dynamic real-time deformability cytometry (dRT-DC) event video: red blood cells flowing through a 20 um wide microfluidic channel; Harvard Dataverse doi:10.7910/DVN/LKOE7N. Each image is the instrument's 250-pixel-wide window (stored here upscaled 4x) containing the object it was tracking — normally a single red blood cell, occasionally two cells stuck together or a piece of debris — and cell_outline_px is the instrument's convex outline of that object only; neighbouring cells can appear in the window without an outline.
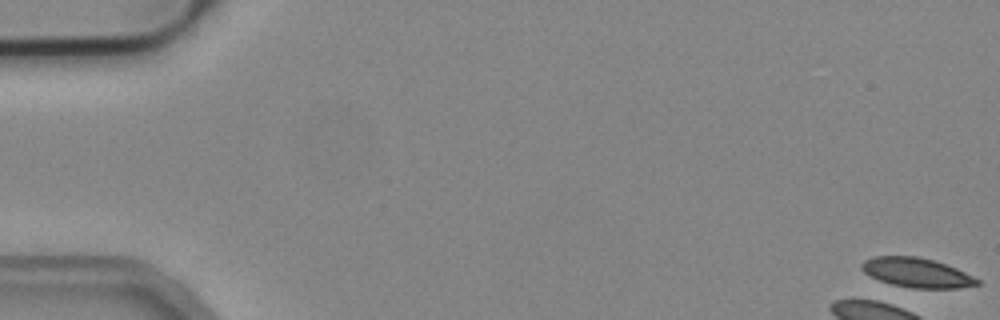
{"species": "common noctule bat (a hibernating species)", "species_latin": "Nyctalus noctula", "temperature_condition": "cold", "stored_images_in_passage": 3, "camera_frame_rate_fps": 3000, "um_per_image_px": 0.085, "animal": {"sex": "male", "body_mass_g": 19.2, "forearm_length_mm": 51.8}, "frame": {"image": 1, "passage_image": 1, "time_ms": 0.0, "image_size_px": [1000, 320], "cell_outline_px": [[980, 284], [960, 288], [912, 288], [892, 284], [880, 280], [864, 272], [860, 268], [860, 264], [864, 260], [872, 256], [916, 256], [932, 260], [956, 268], [980, 280]], "centroid_in_image_um": [77.9, 23.17], "position_along_channel_um": 7.1, "area_um2": 19.71}}